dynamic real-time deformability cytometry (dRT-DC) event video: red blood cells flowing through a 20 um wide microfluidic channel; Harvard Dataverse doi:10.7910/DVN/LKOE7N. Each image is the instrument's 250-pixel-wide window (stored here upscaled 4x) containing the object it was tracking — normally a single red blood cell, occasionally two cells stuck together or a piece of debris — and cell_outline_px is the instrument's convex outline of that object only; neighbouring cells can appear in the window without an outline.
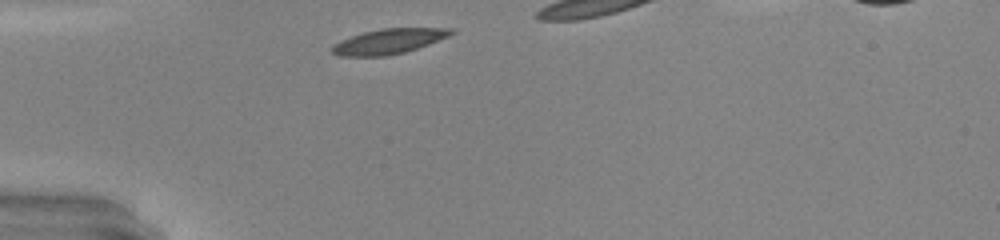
{"species": "common noctule bat (a hibernating species)", "species_latin": "Nyctalus noctula", "temperature_condition": "warm", "stored_images_in_passage": 12, "camera_frame_rate_fps": 3000, "um_per_image_px": 0.085, "animal": {"sex": "male", "body_mass_g": 20.0, "forearm_length_mm": 53.3}, "frame": {"image": 1, "passage_image": 1, "time_ms": 0.0, "image_size_px": [1000, 240], "cell_outline_px": [[456, 32], [448, 36], [428, 44], [404, 52], [388, 56], [340, 56], [328, 52], [328, 48], [340, 40], [364, 32], [380, 28], [452, 28]], "centroid_in_image_um": [32.97, 3.52], "position_along_channel_um": 52.0, "area_um2": 17.46}}